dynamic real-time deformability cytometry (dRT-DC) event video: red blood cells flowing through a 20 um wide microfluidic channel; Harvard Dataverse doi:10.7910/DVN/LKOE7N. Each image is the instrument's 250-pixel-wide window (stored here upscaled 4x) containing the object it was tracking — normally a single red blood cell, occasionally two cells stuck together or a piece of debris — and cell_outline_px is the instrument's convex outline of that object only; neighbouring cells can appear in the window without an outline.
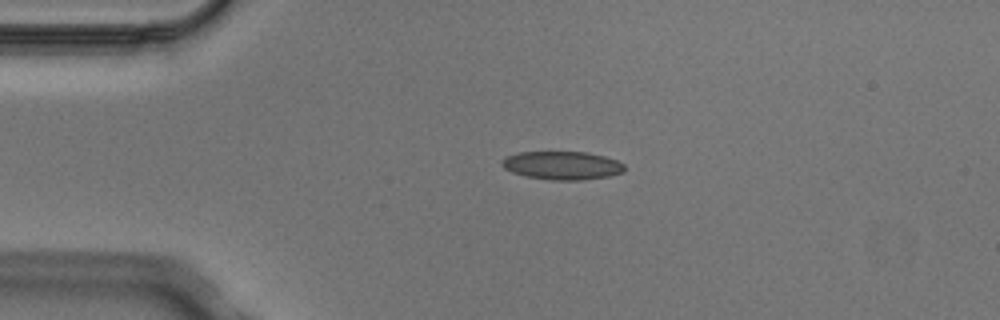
{"species": "Egyptian fruit bat (a non-hibernating species)", "species_latin": "Rousettus aegyptiacus", "temperature_condition": "cold", "stored_images_in_passage": 3, "camera_frame_rate_fps": 3000, "um_per_image_px": 0.085, "animal": {"sex": "male"}, "frame": {"image": 1, "passage_image": 2, "time_ms": 0.333, "image_size_px": [1000, 320], "cell_outline_px": [[624, 172], [608, 176], [580, 180], [552, 180], [528, 176], [512, 172], [504, 168], [500, 164], [500, 160], [508, 156], [520, 152], [588, 152], [604, 156], [616, 160], [624, 164]], "centroid_in_image_um": [47.78, 14.06], "position_along_channel_um": 37.2, "area_um2": 20.11}}